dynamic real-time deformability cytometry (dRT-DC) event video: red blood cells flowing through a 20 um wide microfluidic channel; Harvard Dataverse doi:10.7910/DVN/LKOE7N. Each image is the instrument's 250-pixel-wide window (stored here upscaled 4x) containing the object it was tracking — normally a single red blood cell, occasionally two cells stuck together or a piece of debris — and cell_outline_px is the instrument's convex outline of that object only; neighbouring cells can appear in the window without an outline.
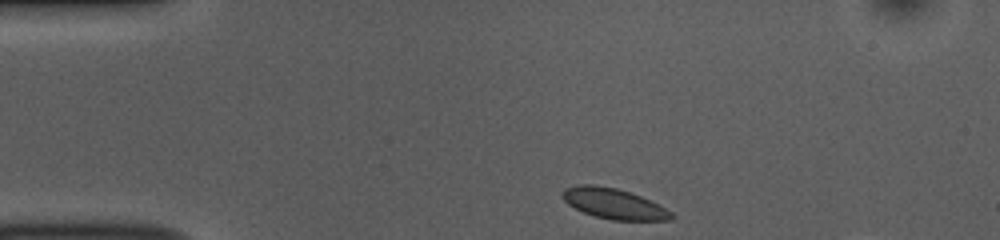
{"species": "common noctule bat (a hibernating species)", "species_latin": "Nyctalus noctula", "temperature_condition": "room temperature", "stored_images_in_passage": 41, "camera_frame_rate_fps": 3000, "um_per_image_px": 0.085, "animal": {"sex": "female", "body_mass_g": 10.0, "forearm_length_mm": 53.1}, "frame": {"image": 1, "passage_image": 1, "time_ms": 0.0, "image_size_px": [1000, 240], "cell_outline_px": [[676, 216], [672, 220], [612, 220], [596, 216], [584, 212], [568, 204], [560, 196], [564, 188], [580, 184], [596, 184], [616, 188], [640, 196], [672, 212]], "centroid_in_image_um": [52.15, 17.3], "position_along_channel_um": 32.9, "area_um2": 19.19}}
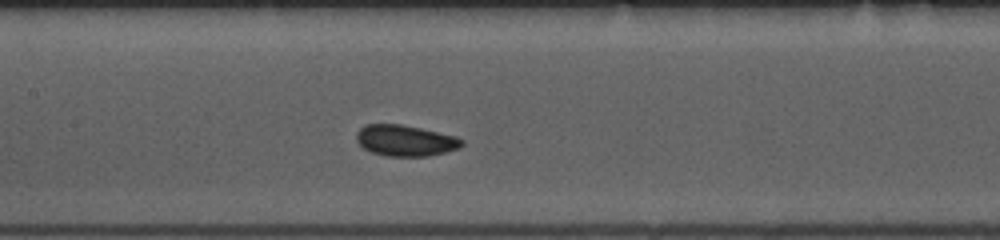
{"frame": {"image": 2, "passage_image": 16, "time_ms": 5.0, "image_size_px": [1000, 240], "cell_outline_px": [[464, 144], [460, 148], [428, 156], [388, 156], [372, 152], [364, 148], [356, 140], [356, 132], [364, 124], [400, 124], [420, 128], [456, 136], [464, 140]], "centroid_in_image_um": [34.46, 11.94], "position_along_channel_um": 172.9, "area_um2": 19.07}}
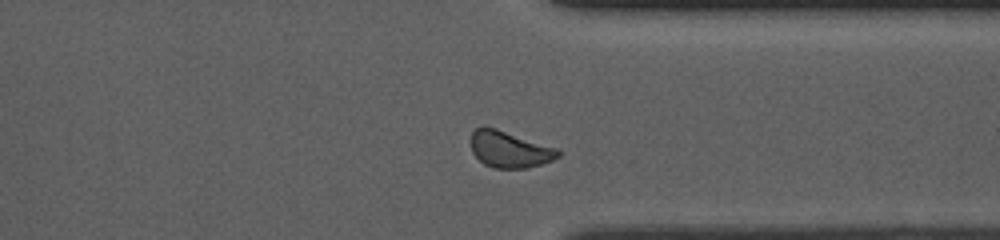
{"frame": {"image": 3, "passage_image": 32, "time_ms": 10.333, "image_size_px": [1000, 240], "cell_outline_px": [[560, 156], [552, 160], [528, 168], [496, 168], [484, 164], [472, 152], [472, 132], [480, 124], [484, 124], [556, 148], [560, 152]], "centroid_in_image_um": [43.28, 12.68], "position_along_channel_um": 368.1, "area_um2": 18.44}}